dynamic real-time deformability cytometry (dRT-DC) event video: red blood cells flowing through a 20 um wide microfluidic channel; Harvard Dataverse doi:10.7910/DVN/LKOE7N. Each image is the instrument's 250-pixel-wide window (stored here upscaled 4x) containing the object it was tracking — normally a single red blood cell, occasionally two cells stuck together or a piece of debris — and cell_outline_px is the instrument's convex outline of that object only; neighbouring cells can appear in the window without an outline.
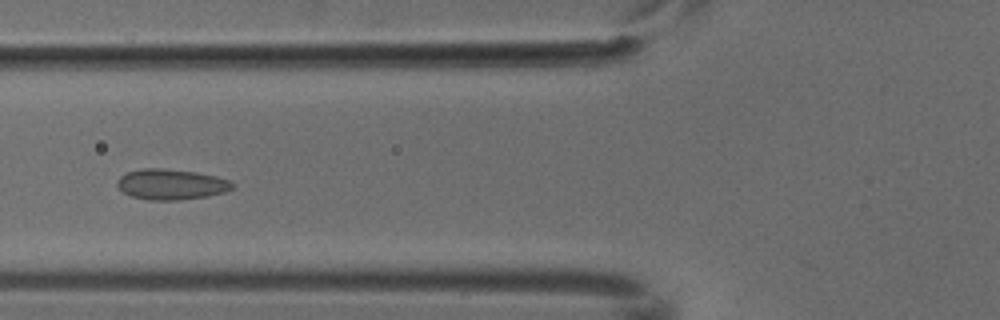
{"species": "common noctule bat (a hibernating species)", "species_latin": "Nyctalus noctula", "temperature_condition": "cold", "stored_images_in_passage": 5, "camera_frame_rate_fps": 3000, "um_per_image_px": 0.085, "animal": {"sex": "male", "body_mass_g": 18.8}, "frame": {"image": 1, "passage_image": 5, "time_ms": 1.333, "image_size_px": [1000, 320], "cell_outline_px": [[236, 184], [232, 188], [224, 192], [208, 196], [176, 200], [152, 200], [132, 196], [124, 192], [116, 184], [116, 180], [120, 176], [128, 172], [140, 168], [164, 168], [196, 172], [216, 176], [232, 180]], "centroid_in_image_um": [14.57, 15.65], "position_along_channel_um": 111.2, "area_um2": 20.58}}